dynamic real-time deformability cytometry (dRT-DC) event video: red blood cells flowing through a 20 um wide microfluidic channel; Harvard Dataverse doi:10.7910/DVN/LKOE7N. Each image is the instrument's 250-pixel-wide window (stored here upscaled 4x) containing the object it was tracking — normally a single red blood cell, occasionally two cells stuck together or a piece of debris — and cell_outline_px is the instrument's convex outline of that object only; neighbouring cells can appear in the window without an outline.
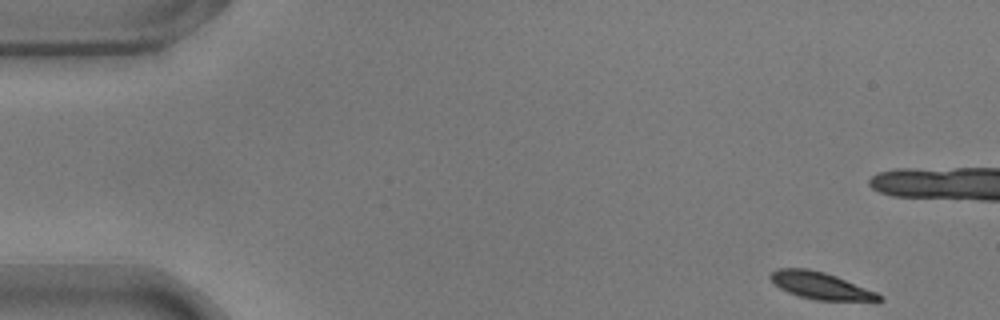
{"species": "common noctule bat (a hibernating species)", "species_latin": "Nyctalus noctula", "temperature_condition": "warm", "stored_images_in_passage": 8, "camera_frame_rate_fps": 3000, "um_per_image_px": 0.085, "animal": {"sex": "male", "body_mass_g": 17.9}, "frame": {"image": 1, "passage_image": 1, "time_ms": 0.0, "image_size_px": [1000, 320], "cell_outline_px": [[884, 300], [816, 300], [800, 296], [788, 292], [780, 288], [768, 276], [776, 268], [808, 268], [824, 272], [836, 276], [876, 292], [884, 296]], "centroid_in_image_um": [69.73, 24.27], "position_along_channel_um": 15.3, "area_um2": 16.82}}